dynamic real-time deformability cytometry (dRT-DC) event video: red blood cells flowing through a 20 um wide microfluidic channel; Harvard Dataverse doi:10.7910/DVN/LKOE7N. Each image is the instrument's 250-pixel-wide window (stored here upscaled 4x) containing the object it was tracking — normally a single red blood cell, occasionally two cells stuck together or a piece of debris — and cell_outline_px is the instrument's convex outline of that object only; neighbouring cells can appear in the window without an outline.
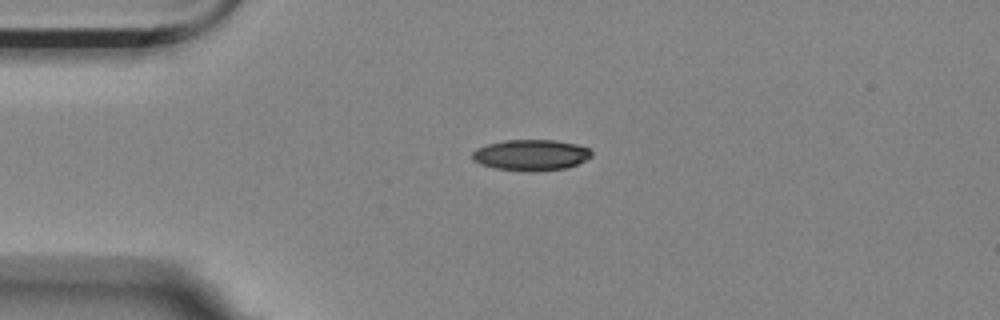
{"species": "Egyptian fruit bat (a non-hibernating species)", "species_latin": "Rousettus aegyptiacus", "temperature_condition": "room temperature", "stored_images_in_passage": 2, "camera_frame_rate_fps": 3000, "um_per_image_px": 0.085, "animal": {"sex": "female"}, "frame": {"image": 1, "passage_image": 1, "time_ms": 0.0, "image_size_px": [1000, 320], "cell_outline_px": [[592, 156], [576, 164], [564, 168], [532, 172], [524, 172], [492, 168], [480, 164], [472, 160], [472, 152], [476, 148], [488, 144], [504, 140], [556, 140], [576, 144], [588, 148], [592, 152]], "centroid_in_image_um": [45.08, 13.18], "position_along_channel_um": 39.9, "area_um2": 21.68}}